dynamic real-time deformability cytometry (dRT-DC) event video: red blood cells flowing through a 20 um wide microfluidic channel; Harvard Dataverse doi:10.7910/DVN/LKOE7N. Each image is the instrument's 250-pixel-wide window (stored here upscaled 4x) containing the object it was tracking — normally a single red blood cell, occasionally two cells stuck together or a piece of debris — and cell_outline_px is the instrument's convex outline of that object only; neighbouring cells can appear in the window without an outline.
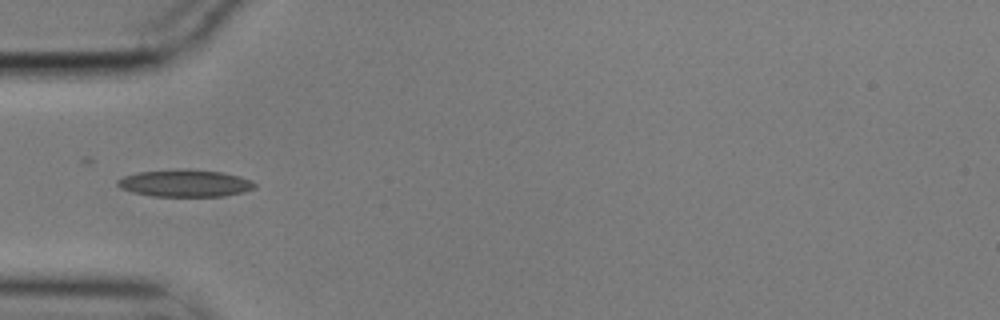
{"species": "common noctule bat (a hibernating species)", "species_latin": "Nyctalus noctula", "temperature_condition": "cold", "stored_images_in_passage": 12, "camera_frame_rate_fps": 3000, "um_per_image_px": 0.085, "animal": {"sex": "male", "body_mass_g": 17.9}, "frame": {"image": 1, "passage_image": 1, "time_ms": 0.0, "image_size_px": [1000, 320], "cell_outline_px": [[256, 188], [244, 192], [224, 196], [152, 196], [132, 192], [120, 188], [116, 184], [116, 180], [124, 176], [140, 172], [220, 172], [240, 176], [252, 180], [256, 184]], "centroid_in_image_um": [15.76, 15.63], "position_along_channel_um": 69.2, "area_um2": 20.69}}
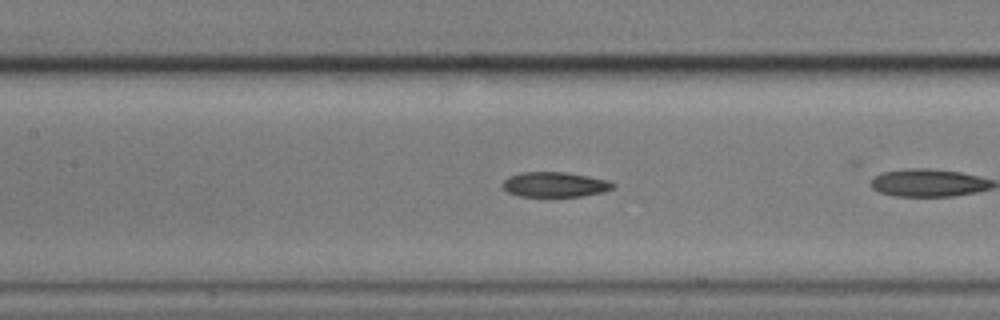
{"frame": {"image": 2, "passage_image": 6, "time_ms": 1.667, "image_size_px": [1000, 320], "cell_outline_px": [[616, 188], [604, 192], [580, 196], [520, 196], [508, 192], [504, 188], [504, 180], [508, 176], [520, 172], [564, 172], [588, 176], [608, 180], [616, 184]], "centroid_in_image_um": [47.21, 15.68], "position_along_channel_um": 160.2, "area_um2": 16.07}}
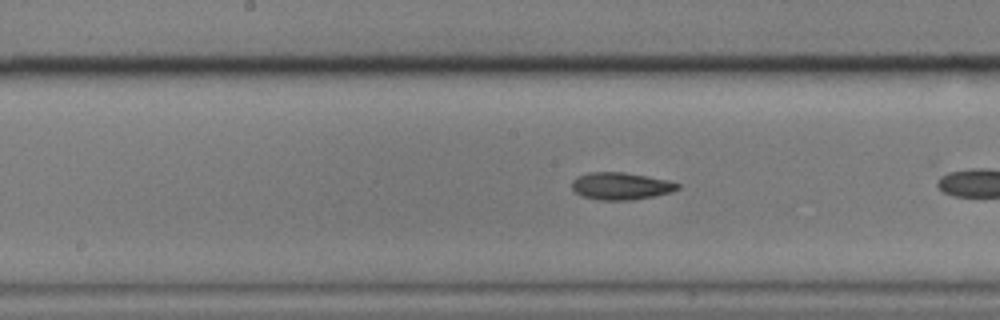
{"frame": {"image": 3, "passage_image": 9, "time_ms": 2.667, "image_size_px": [1000, 320], "cell_outline_px": [[680, 188], [672, 192], [632, 200], [600, 200], [580, 196], [572, 188], [572, 180], [576, 176], [588, 172], [624, 172], [668, 180], [680, 184]], "centroid_in_image_um": [52.75, 15.81], "position_along_channel_um": 195.5, "area_um2": 16.88}}